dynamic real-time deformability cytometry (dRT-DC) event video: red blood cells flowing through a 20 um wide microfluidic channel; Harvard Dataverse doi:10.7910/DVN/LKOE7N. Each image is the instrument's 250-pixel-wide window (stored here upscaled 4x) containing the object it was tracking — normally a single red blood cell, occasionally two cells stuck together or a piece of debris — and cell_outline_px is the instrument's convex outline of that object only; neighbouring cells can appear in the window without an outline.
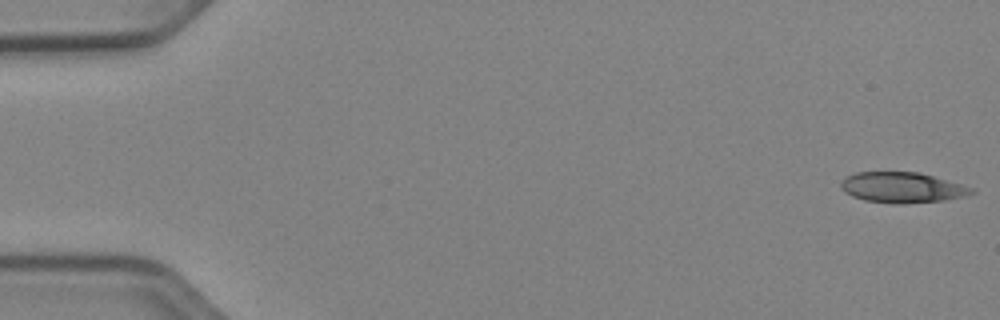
{"species": "Egyptian fruit bat (a non-hibernating species)", "species_latin": "Rousettus aegyptiacus", "temperature_condition": "cold", "stored_images_in_passage": 52, "camera_frame_rate_fps": 3000, "um_per_image_px": 0.085, "animal": {"sex": "female"}, "frame": {"image": 1, "passage_image": 1, "time_ms": 0.0, "image_size_px": [1000, 320], "cell_outline_px": [[976, 192], [964, 196], [944, 200], [904, 204], [900, 204], [864, 200], [852, 196], [844, 192], [840, 188], [840, 180], [844, 176], [856, 172], [920, 172], [960, 184], [972, 188]], "centroid_in_image_um": [76.62, 15.93], "position_along_channel_um": 8.4, "area_um2": 23.29}}
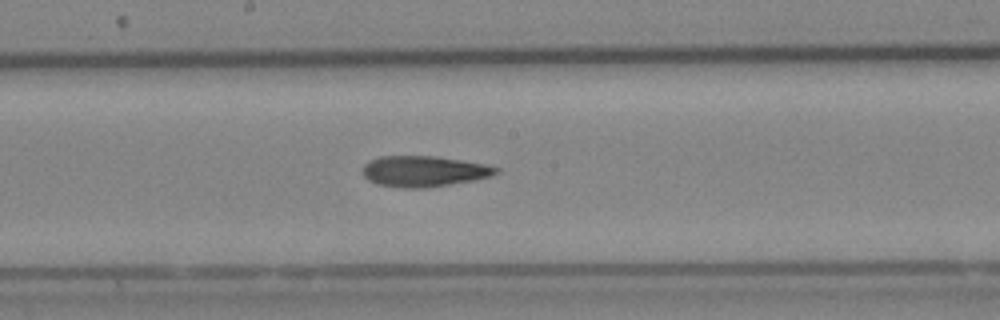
{"frame": {"image": 2, "passage_image": 28, "time_ms": 9.0, "image_size_px": [1000, 320], "cell_outline_px": [[500, 172], [492, 176], [476, 180], [424, 188], [400, 188], [376, 184], [368, 180], [360, 172], [364, 164], [368, 160], [380, 156], [436, 156], [488, 164], [500, 168]], "centroid_in_image_um": [36.03, 14.56], "position_along_channel_um": 212.2, "area_um2": 24.45}}
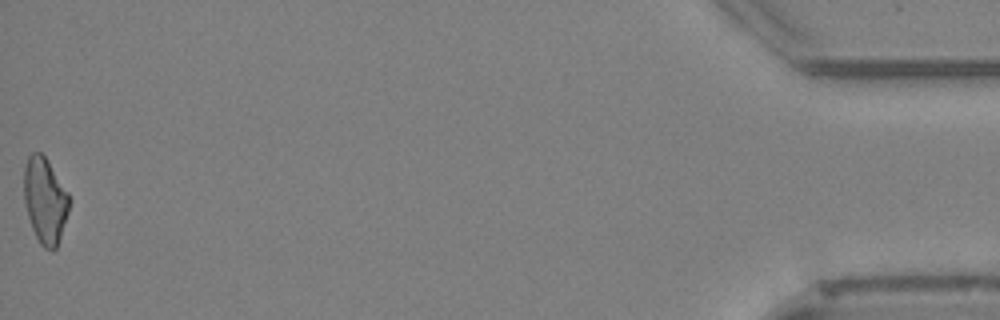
{"frame": {"image": 3, "passage_image": 52, "time_ms": 17.0, "image_size_px": [1000, 320], "cell_outline_px": [[68, 212], [56, 248], [52, 252], [44, 248], [40, 244], [32, 228], [28, 216], [24, 200], [24, 168], [28, 156], [32, 152], [40, 152], [48, 160], [68, 192]], "centroid_in_image_um": [3.81, 17.03], "position_along_channel_um": 431.4, "area_um2": 22.43}, "authors_computed_cell_mechanics": {"area_um2": 23.4379, "velocity_mm_per_s": 3.9374, "shape_relaxation_time_tau1_ms": 7.9009, "shape_relaxation_time_tau2_ms": 8.7036, "deformation_change_tau1": 0.1878, "deformation_change_tau2": 0.2075}}